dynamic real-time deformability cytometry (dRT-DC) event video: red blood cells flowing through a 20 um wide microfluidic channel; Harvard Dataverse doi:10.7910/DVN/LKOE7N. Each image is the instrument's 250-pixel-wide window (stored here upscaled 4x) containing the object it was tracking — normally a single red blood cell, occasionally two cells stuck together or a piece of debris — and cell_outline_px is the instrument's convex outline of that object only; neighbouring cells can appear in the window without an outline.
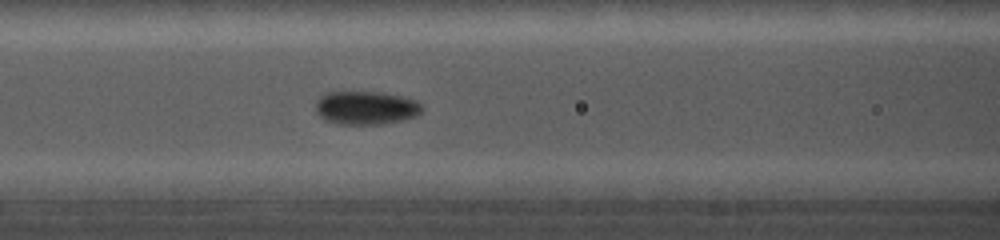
{"species": "common noctule bat (a hibernating species)", "species_latin": "Nyctalus noctula", "temperature_condition": "cold", "stored_images_in_passage": 22, "camera_frame_rate_fps": 5000, "um_per_image_px": 0.085, "animal": {"sex": "female", "body_mass_g": 19.0, "forearm_length_mm": 56.7}, "frame": {"image": 1, "passage_image": 16, "time_ms": 3.0, "image_size_px": [1000, 240], "cell_outline_px": [[424, 108], [416, 116], [404, 120], [384, 124], [336, 124], [324, 120], [316, 112], [316, 100], [320, 96], [328, 92], [376, 92], [400, 96], [416, 100]], "centroid_in_image_um": [31.09, 9.18], "position_along_channel_um": 135.5, "area_um2": 20.81}}
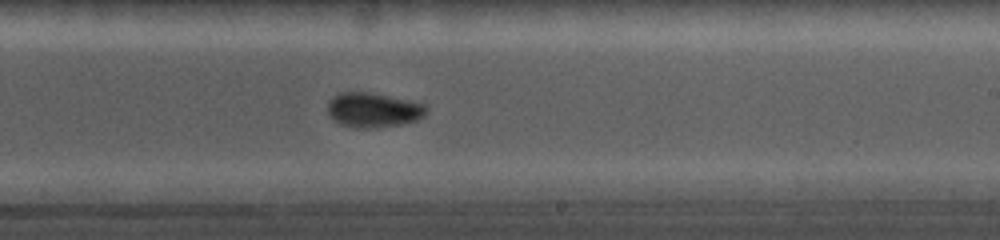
{"frame": {"image": 2, "passage_image": 22, "time_ms": 4.2, "image_size_px": [1000, 240], "cell_outline_px": [[428, 112], [424, 116], [416, 120], [400, 124], [376, 128], [356, 128], [340, 124], [332, 120], [328, 116], [328, 100], [332, 96], [340, 92], [368, 92], [408, 100], [424, 104], [428, 108]], "centroid_in_image_um": [31.69, 9.35], "position_along_channel_um": 257.3, "area_um2": 20.11}}